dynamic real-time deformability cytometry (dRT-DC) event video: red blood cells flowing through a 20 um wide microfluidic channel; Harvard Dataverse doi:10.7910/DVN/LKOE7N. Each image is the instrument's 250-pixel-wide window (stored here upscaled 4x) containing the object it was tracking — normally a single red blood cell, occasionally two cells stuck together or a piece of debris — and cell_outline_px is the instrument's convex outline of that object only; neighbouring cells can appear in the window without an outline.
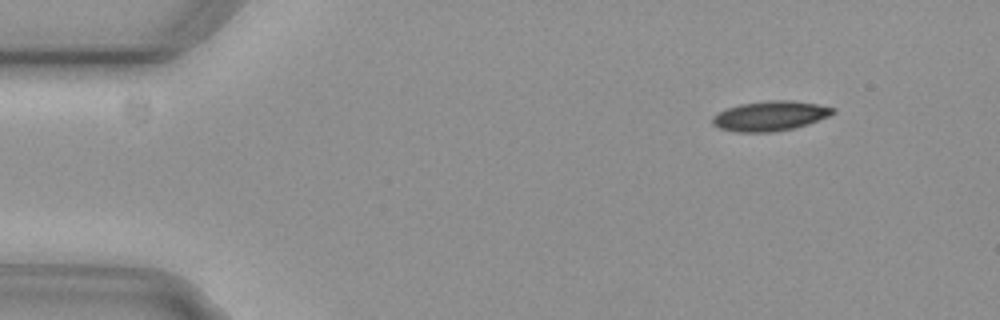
{"species": "common noctule bat (a hibernating species)", "species_latin": "Nyctalus noctula", "temperature_condition": "cold", "stored_images_in_passage": 7, "camera_frame_rate_fps": 3000, "um_per_image_px": 0.085, "animal": {"sex": "female", "body_mass_g": 29.2, "forearm_length_mm": 56.3}, "frame": {"image": 1, "passage_image": 1, "time_ms": 0.0, "image_size_px": [1000, 320], "cell_outline_px": [[836, 112], [828, 116], [808, 124], [792, 128], [772, 132], [736, 132], [720, 128], [712, 124], [712, 116], [728, 108], [740, 104], [768, 100], [792, 100], [816, 104], [836, 108]], "centroid_in_image_um": [65.46, 9.85], "position_along_channel_um": 19.5, "area_um2": 20.81}}
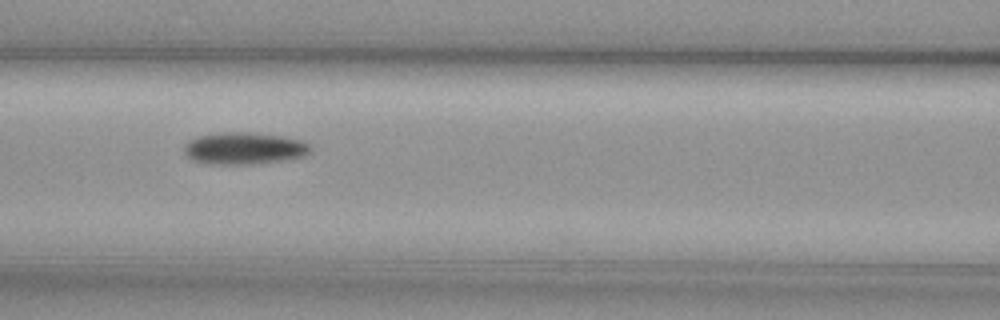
{"frame": {"image": 2, "passage_image": 5, "time_ms": 1.333, "image_size_px": [1000, 320], "cell_outline_px": [[312, 148], [304, 156], [284, 160], [256, 164], [208, 164], [192, 160], [184, 152], [184, 144], [188, 140], [200, 136], [224, 132], [248, 132], [284, 136], [304, 140]], "centroid_in_image_um": [20.76, 12.61], "position_along_channel_um": 145.8, "area_um2": 23.7}}
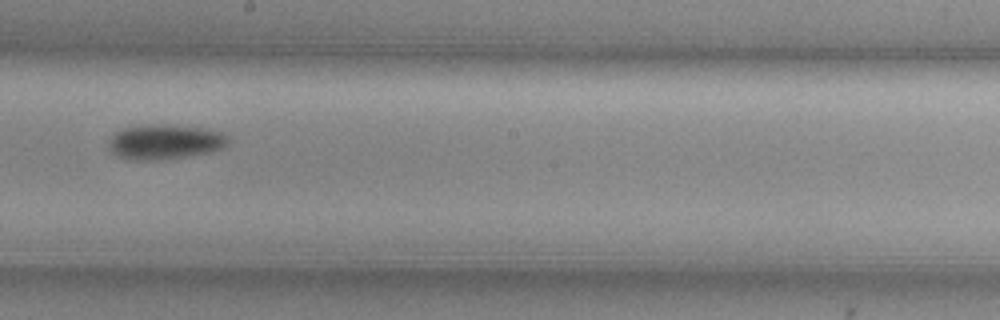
{"frame": {"image": 3, "passage_image": 7, "time_ms": 2.0, "image_size_px": [1000, 320], "cell_outline_px": [[228, 144], [212, 152], [156, 160], [132, 160], [120, 156], [112, 152], [108, 144], [108, 140], [116, 132], [124, 128], [144, 124], [156, 124], [204, 128], [224, 132], [228, 136]], "centroid_in_image_um": [14.02, 12.05], "position_along_channel_um": 234.2, "area_um2": 24.16}}